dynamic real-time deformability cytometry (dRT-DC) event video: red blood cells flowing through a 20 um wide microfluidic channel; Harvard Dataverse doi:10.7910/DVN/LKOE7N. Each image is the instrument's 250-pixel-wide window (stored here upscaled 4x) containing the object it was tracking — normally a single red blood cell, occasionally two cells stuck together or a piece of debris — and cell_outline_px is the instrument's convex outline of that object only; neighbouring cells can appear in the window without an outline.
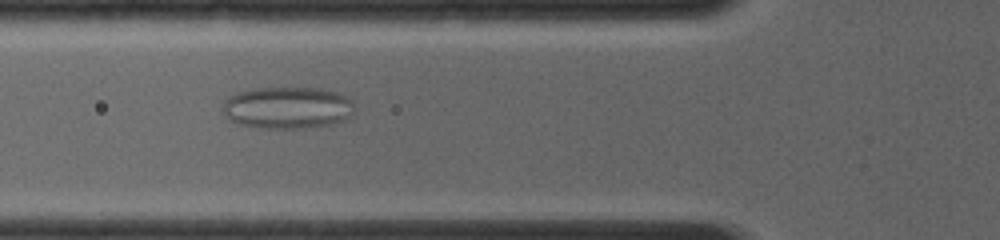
{"species": "common noctule bat (a hibernating species)", "species_latin": "Nyctalus noctula", "temperature_condition": "room temperature", "stored_images_in_passage": 23, "camera_frame_rate_fps": 4000, "um_per_image_px": 0.085, "animal": {"sex": "female", "body_mass_g": 19.0, "forearm_length_mm": 56.7}, "frame": {"image": 1, "passage_image": 16, "time_ms": 5.25, "image_size_px": [1000, 240], "cell_outline_px": [[356, 108], [344, 120], [328, 124], [300, 128], [260, 128], [240, 124], [224, 116], [224, 100], [228, 96], [236, 92], [260, 88], [320, 88], [340, 92], [348, 96], [352, 100]], "centroid_in_image_um": [24.45, 9.14], "position_along_channel_um": 101.3, "area_um2": 32.25}}